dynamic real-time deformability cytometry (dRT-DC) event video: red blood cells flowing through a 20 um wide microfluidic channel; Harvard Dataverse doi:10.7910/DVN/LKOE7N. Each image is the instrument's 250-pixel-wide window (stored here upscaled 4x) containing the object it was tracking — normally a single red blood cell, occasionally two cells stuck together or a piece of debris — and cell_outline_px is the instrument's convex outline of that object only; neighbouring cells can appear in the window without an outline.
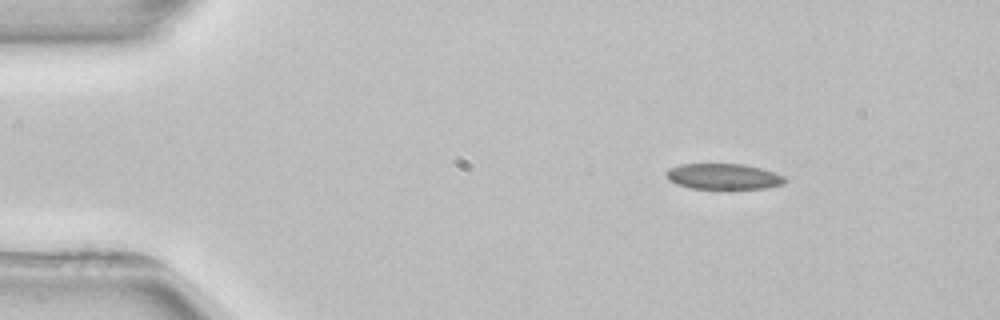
{"species": "common noctule bat (a hibernating species)", "species_latin": "Nyctalus noctula", "temperature_condition": "room temperature", "stored_images_in_passage": 2, "camera_frame_rate_fps": 3000, "um_per_image_px": 0.085, "animal": {"sex": "female", "body_mass_g": 22.7, "forearm_length_mm": 54.2}, "frame": {"image": 1, "passage_image": 1, "time_ms": 0.0, "image_size_px": [1000, 320], "cell_outline_px": [[788, 180], [784, 184], [764, 188], [724, 192], [688, 188], [676, 184], [668, 180], [664, 172], [668, 168], [680, 164], [744, 164], [760, 168], [784, 176]], "centroid_in_image_um": [61.46, 15.06], "position_along_channel_um": 23.5, "area_um2": 18.9}}
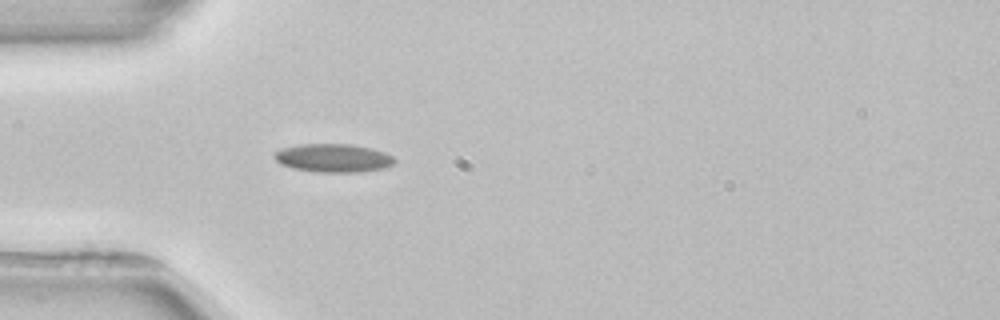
{"frame": {"image": 2, "passage_image": 2, "time_ms": 2.667, "image_size_px": [1000, 320], "cell_outline_px": [[396, 160], [392, 164], [384, 168], [360, 172], [316, 172], [292, 168], [280, 164], [272, 156], [276, 152], [284, 148], [296, 144], [348, 144], [372, 148], [384, 152], [392, 156]], "centroid_in_image_um": [28.31, 13.43], "position_along_channel_um": 56.7, "area_um2": 19.88}}